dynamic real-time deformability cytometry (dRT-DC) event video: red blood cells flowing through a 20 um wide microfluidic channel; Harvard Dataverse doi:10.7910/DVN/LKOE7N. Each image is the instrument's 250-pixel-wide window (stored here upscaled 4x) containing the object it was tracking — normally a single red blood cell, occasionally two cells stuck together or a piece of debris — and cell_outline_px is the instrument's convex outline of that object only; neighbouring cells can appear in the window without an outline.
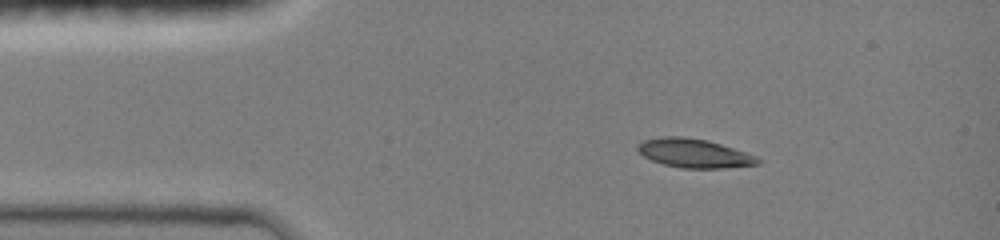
{"species": "common noctule bat (a hibernating species)", "species_latin": "Nyctalus noctula", "temperature_condition": "room temperature", "stored_images_in_passage": 32, "camera_frame_rate_fps": 3000, "um_per_image_px": 0.085, "animal": {"sex": "female", "body_mass_g": 19.0, "forearm_length_mm": 51.5}, "frame": {"image": 1, "passage_image": 2, "time_ms": 1.0, "image_size_px": [1000, 240], "cell_outline_px": [[760, 160], [756, 164], [720, 168], [684, 168], [664, 164], [652, 160], [644, 156], [636, 148], [644, 140], [664, 136], [680, 136], [708, 140], [756, 156]], "centroid_in_image_um": [58.97, 13.02], "position_along_channel_um": 26.0, "area_um2": 19.71}}
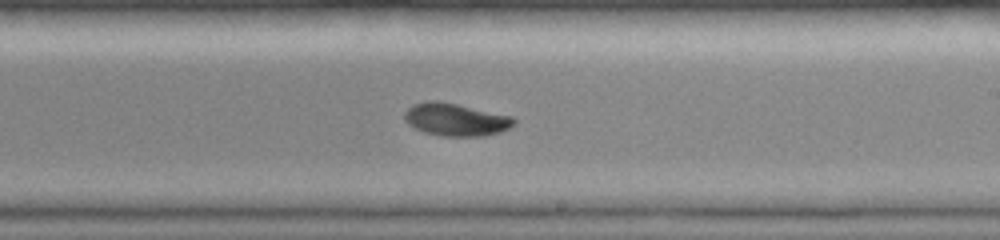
{"frame": {"image": 2, "passage_image": 18, "time_ms": 7.667, "image_size_px": [1000, 240], "cell_outline_px": [[516, 124], [500, 132], [484, 136], [444, 136], [424, 132], [408, 124], [404, 120], [404, 112], [412, 104], [428, 100], [436, 100], [456, 104], [512, 116], [516, 120]], "centroid_in_image_um": [38.72, 10.16], "position_along_channel_um": 250.3, "area_um2": 20.81}}
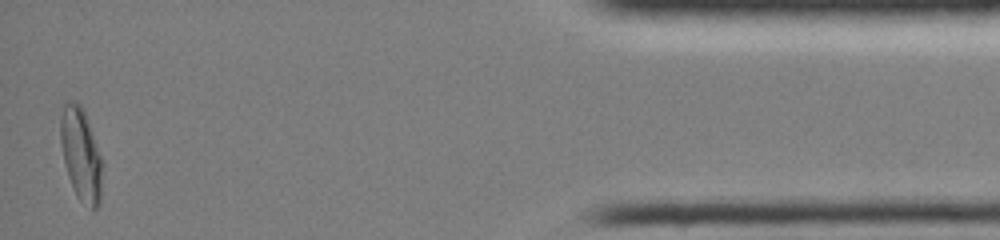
{"frame": {"image": 3, "passage_image": 32, "time_ms": 13.667, "image_size_px": [1000, 240], "cell_outline_px": [[104, 164], [100, 204], [92, 212], [80, 200], [68, 176], [60, 144], [60, 120], [64, 104], [72, 100], [80, 104], [84, 108]], "centroid_in_image_um": [6.92, 13.15], "position_along_channel_um": 428.3, "area_um2": 23.0}, "authors_computed_cell_mechanics": {"area_um2": 20.5768, "velocity_mm_per_s": 4.1037, "shape_relaxation_time_tau1_ms": 5.7771, "shape_relaxation_time_tau2_ms": 1.4905, "deformation_change_tau1": 0.2128, "deformation_change_tau2": 0.0367}}